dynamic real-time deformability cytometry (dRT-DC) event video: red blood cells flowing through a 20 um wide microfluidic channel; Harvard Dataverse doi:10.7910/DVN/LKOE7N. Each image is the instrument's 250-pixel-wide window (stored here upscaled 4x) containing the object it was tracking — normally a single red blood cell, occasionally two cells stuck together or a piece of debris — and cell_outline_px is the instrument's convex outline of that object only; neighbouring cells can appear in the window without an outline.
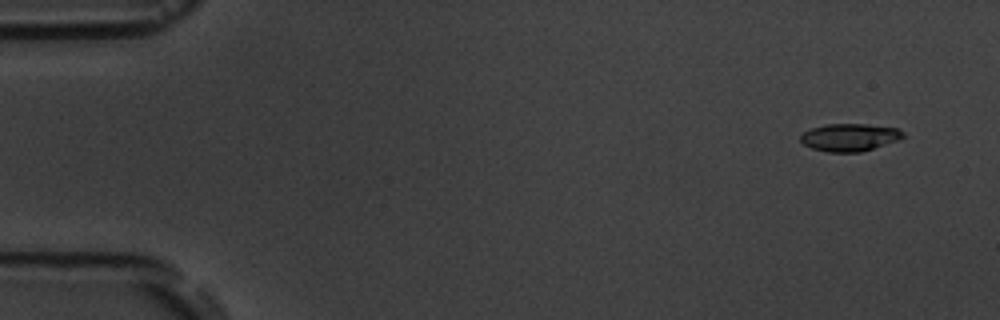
{"species": "common noctule bat (a hibernating species)", "species_latin": "Nyctalus noctula", "temperature_condition": "room temperature", "stored_images_in_passage": 7, "camera_frame_rate_fps": 3000, "um_per_image_px": 0.085, "animal": {"sex": "male", "body_mass_g": 19.5, "forearm_length_mm": 54.6}, "frame": {"image": 1, "passage_image": 2, "time_ms": 1.0, "image_size_px": [1000, 320], "cell_outline_px": [[904, 136], [896, 140], [860, 152], [828, 152], [812, 148], [804, 144], [800, 140], [800, 136], [804, 132], [812, 128], [828, 124], [864, 124], [896, 128], [904, 132]], "centroid_in_image_um": [72.18, 11.67], "position_along_channel_um": 12.8, "area_um2": 16.13}}
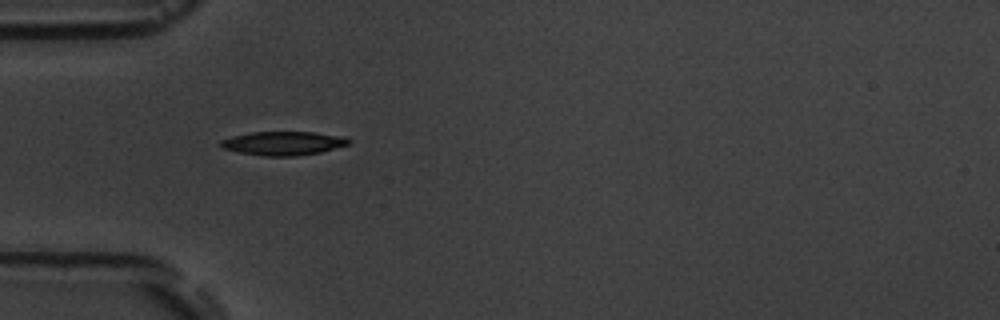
{"frame": {"image": 2, "passage_image": 6, "time_ms": 5.667, "image_size_px": [1000, 320], "cell_outline_px": [[352, 140], [348, 144], [320, 152], [296, 156], [264, 156], [240, 152], [220, 148], [216, 144], [220, 140], [232, 136], [252, 132], [316, 132], [344, 136]], "centroid_in_image_um": [24.04, 12.17], "position_along_channel_um": 61.0, "area_um2": 17.86}}
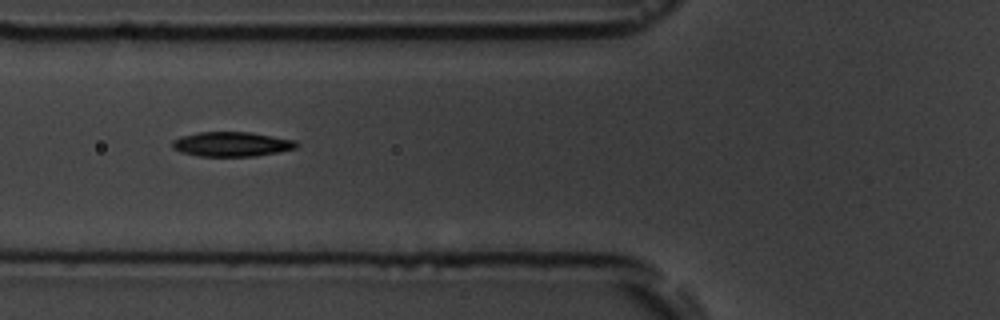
{"frame": {"image": 3, "passage_image": 7, "time_ms": 7.0, "image_size_px": [1000, 320], "cell_outline_px": [[300, 144], [296, 148], [280, 152], [256, 156], [200, 156], [180, 152], [172, 148], [172, 140], [180, 136], [196, 132], [248, 132], [296, 140]], "centroid_in_image_um": [19.69, 12.25], "position_along_channel_um": 106.1, "area_um2": 17.98}}